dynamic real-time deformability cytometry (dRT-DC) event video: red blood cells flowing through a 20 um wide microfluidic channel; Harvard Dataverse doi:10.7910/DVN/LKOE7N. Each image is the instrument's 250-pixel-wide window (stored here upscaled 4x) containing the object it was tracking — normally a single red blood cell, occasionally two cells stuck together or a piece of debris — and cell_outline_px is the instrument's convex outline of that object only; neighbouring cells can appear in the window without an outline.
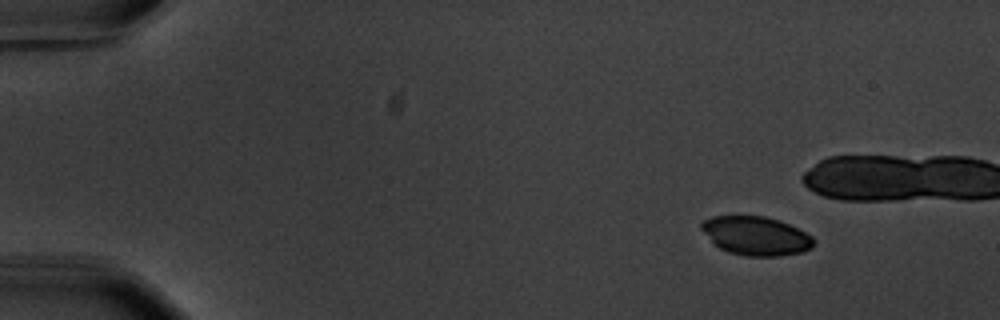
{"species": "common noctule bat (a hibernating species)", "species_latin": "Nyctalus noctula", "temperature_condition": "warm", "stored_images_in_passage": 46, "camera_frame_rate_fps": 3000, "um_per_image_px": 0.085, "animal": {"sex": "male", "body_mass_g": 20.1, "forearm_length_mm": 53.5}, "frame": {"image": 1, "passage_image": 1, "time_ms": 0.0, "image_size_px": [1000, 320], "cell_outline_px": [[816, 240], [812, 248], [804, 252], [776, 256], [748, 256], [728, 252], [712, 244], [700, 228], [700, 224], [704, 220], [712, 216], [764, 216], [780, 220], [812, 236]], "centroid_in_image_um": [64.24, 20.05], "position_along_channel_um": 20.8, "area_um2": 25.55}}